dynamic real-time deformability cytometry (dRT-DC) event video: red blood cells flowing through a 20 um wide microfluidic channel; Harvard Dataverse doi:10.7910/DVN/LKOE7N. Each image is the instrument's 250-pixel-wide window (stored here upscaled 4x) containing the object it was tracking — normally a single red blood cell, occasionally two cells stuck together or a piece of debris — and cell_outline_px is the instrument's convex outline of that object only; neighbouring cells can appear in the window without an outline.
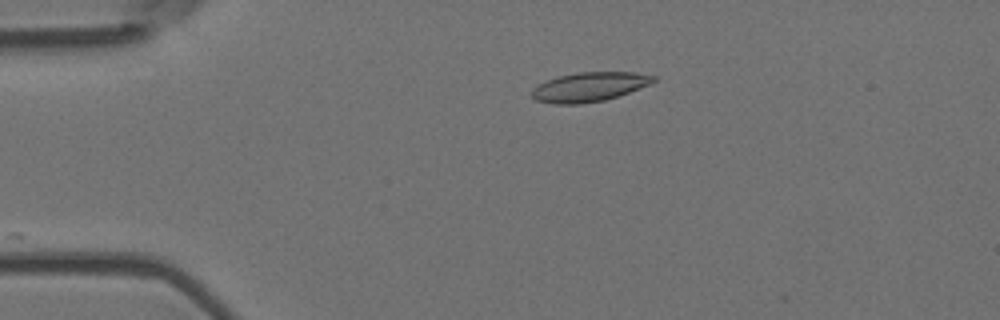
{"species": "Egyptian fruit bat (a non-hibernating species)", "species_latin": "Rousettus aegyptiacus", "temperature_condition": "room temperature", "stored_images_in_passage": 5, "camera_frame_rate_fps": 3000, "um_per_image_px": 0.085, "animal": {"sex": "female"}, "frame": {"image": 1, "passage_image": 4, "time_ms": 1.0, "image_size_px": [1000, 320], "cell_outline_px": [[656, 80], [648, 84], [628, 92], [604, 100], [580, 104], [552, 104], [536, 100], [532, 96], [532, 88], [548, 80], [560, 76], [576, 72], [636, 72], [656, 76]], "centroid_in_image_um": [50.07, 7.38], "position_along_channel_um": 34.9, "area_um2": 20.52}}